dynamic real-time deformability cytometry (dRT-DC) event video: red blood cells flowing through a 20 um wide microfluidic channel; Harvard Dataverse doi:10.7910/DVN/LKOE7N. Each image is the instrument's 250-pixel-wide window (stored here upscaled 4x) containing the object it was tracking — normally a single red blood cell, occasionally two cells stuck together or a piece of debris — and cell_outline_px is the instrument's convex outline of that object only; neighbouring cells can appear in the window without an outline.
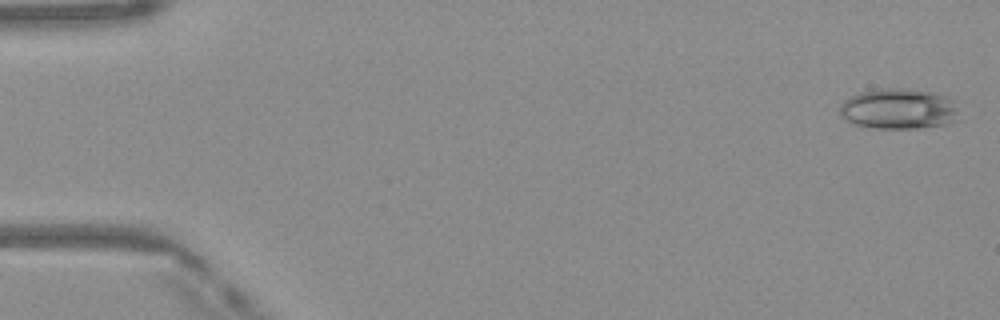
{"species": "Egyptian fruit bat (a non-hibernating species)", "species_latin": "Rousettus aegyptiacus", "temperature_condition": "warm", "stored_images_in_passage": 50, "segment_of_instrument_passage": [1, 2], "camera_frame_rate_fps": 3000, "um_per_image_px": 0.085, "frame": {"image": 1, "passage_image": 1, "time_ms": 0.0, "image_size_px": [1000, 320], "cell_outline_px": [[960, 120], [948, 124], [920, 128], [872, 128], [852, 124], [840, 116], [840, 104], [844, 100], [852, 96], [864, 92], [880, 88], [904, 88], [928, 92], [944, 96], [956, 100]], "centroid_in_image_um": [76.43, 9.27], "position_along_channel_um": 8.6, "area_um2": 28.5}}
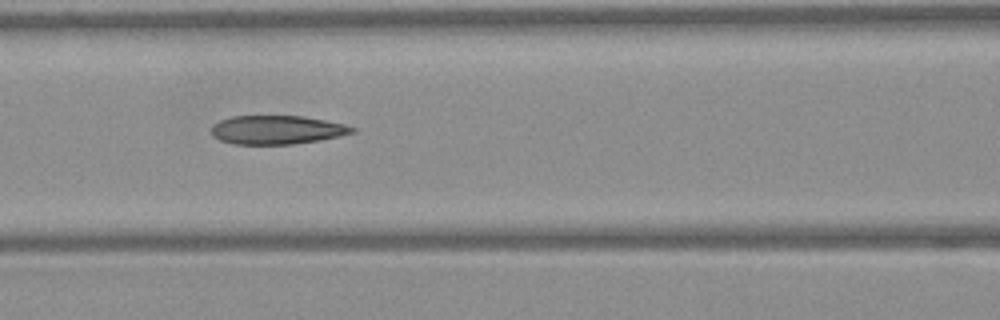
{"frame": {"image": 2, "passage_image": 21, "time_ms": 6.667, "image_size_px": [1000, 320], "cell_outline_px": [[356, 132], [340, 136], [320, 140], [292, 144], [236, 144], [220, 140], [212, 136], [212, 124], [220, 120], [232, 116], [304, 116], [344, 124], [356, 128]], "centroid_in_image_um": [23.54, 11.03], "position_along_channel_um": 143.1, "area_um2": 23.58}}
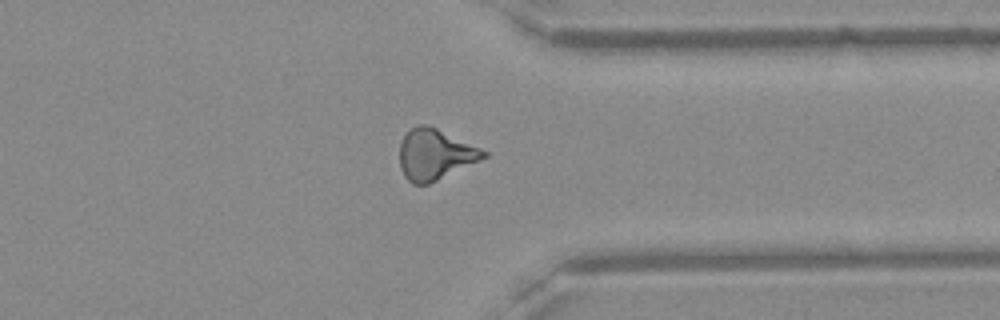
{"frame": {"image": 3, "passage_image": 38, "time_ms": 12.333, "image_size_px": [1000, 320], "cell_outline_px": [[488, 156], [480, 160], [428, 184], [412, 184], [404, 176], [400, 168], [400, 144], [404, 136], [416, 124], [428, 124], [480, 148], [488, 152]], "centroid_in_image_um": [36.95, 13.12], "position_along_channel_um": 374.4, "area_um2": 24.57}}